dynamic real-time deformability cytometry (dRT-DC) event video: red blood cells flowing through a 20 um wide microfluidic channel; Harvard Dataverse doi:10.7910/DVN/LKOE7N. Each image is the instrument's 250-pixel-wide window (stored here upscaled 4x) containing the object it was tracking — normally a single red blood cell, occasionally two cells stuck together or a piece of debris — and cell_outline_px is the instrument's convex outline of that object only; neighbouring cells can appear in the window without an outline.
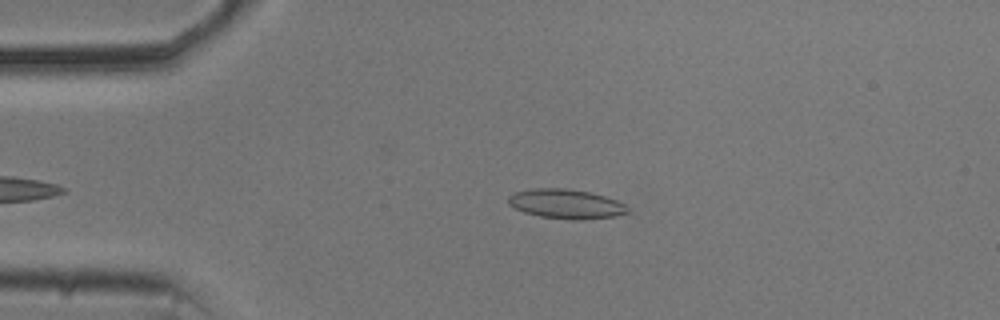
{"species": "common noctule bat (a hibernating species)", "species_latin": "Nyctalus noctula", "temperature_condition": "cold", "stored_images_in_passage": 41, "camera_frame_rate_fps": 3000, "um_per_image_px": 0.085, "animal": {"sex": "male", "body_mass_g": 20.5, "forearm_length_mm": 52.5}, "frame": {"image": 1, "passage_image": 4, "time_ms": 1.0, "image_size_px": [1000, 320], "cell_outline_px": [[628, 212], [616, 216], [580, 220], [572, 220], [540, 216], [524, 212], [508, 204], [508, 196], [512, 192], [536, 188], [564, 188], [592, 192], [616, 200], [624, 204], [628, 208]], "centroid_in_image_um": [48.1, 17.33], "position_along_channel_um": 36.9, "area_um2": 20.52}}
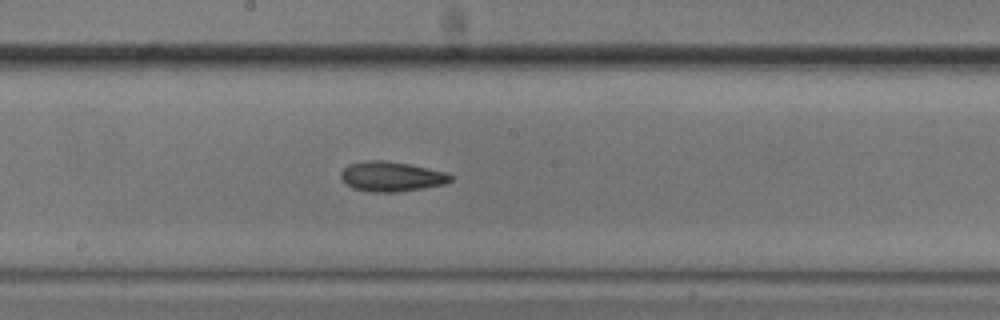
{"frame": {"image": 2, "passage_image": 21, "time_ms": 6.667, "image_size_px": [1000, 320], "cell_outline_px": [[452, 180], [444, 184], [424, 188], [396, 192], [368, 192], [352, 188], [340, 176], [340, 172], [348, 164], [364, 160], [384, 160], [408, 164], [428, 168], [444, 172], [452, 176]], "centroid_in_image_um": [33.24, 15.0], "position_along_channel_um": 215.0, "area_um2": 19.07}}
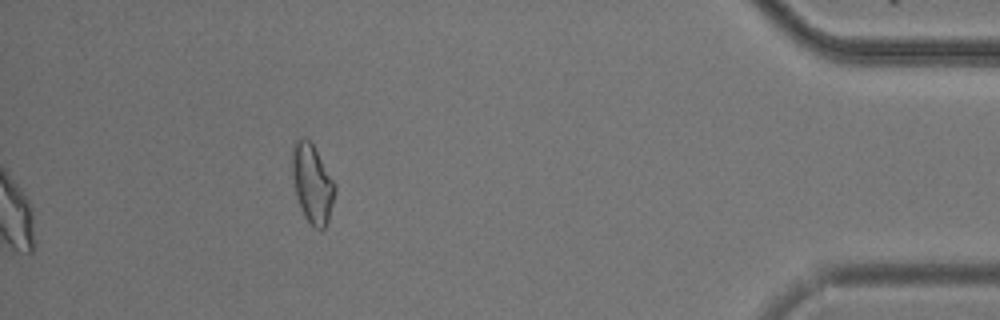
{"frame": {"image": 3, "passage_image": 41, "time_ms": 13.333, "image_size_px": [1000, 320], "cell_outline_px": [[336, 192], [328, 220], [324, 228], [312, 228], [300, 208], [296, 196], [292, 172], [292, 144], [300, 136], [304, 136], [312, 144], [336, 184]], "centroid_in_image_um": [26.53, 15.59], "position_along_channel_um": 408.7, "area_um2": 19.65}, "authors_computed_cell_mechanics": {"area_um2": 19.4208, "velocity_mm_per_s": 3.708, "shape_relaxation_time_tau1_ms": 3.7222, "shape_relaxation_time_tau2_ms": 7.3791, "deformation_change_tau1": 0.1078, "deformation_change_tau2": 0.16}}